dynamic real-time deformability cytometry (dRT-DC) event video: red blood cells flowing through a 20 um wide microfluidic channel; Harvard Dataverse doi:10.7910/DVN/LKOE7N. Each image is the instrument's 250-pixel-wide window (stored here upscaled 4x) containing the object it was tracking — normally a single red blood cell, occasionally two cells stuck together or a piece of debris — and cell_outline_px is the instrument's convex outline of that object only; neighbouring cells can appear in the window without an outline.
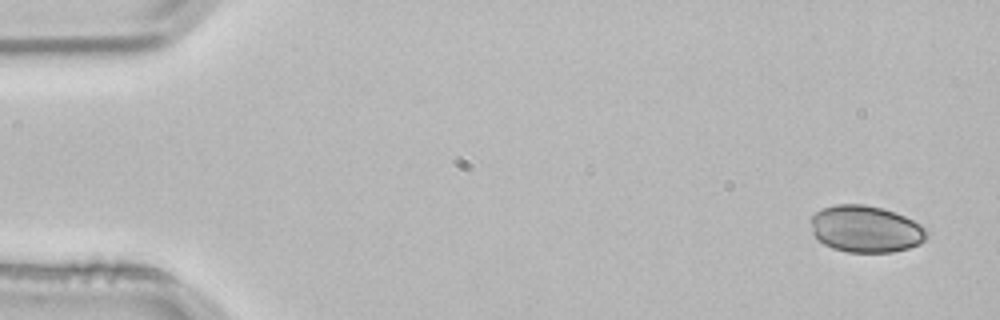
{"species": "common noctule bat (a hibernating species)", "species_latin": "Nyctalus noctula", "temperature_condition": "room temperature", "stored_images_in_passage": 4, "camera_frame_rate_fps": 3000, "um_per_image_px": 0.085, "animal": {"sex": "male", "body_mass_g": 21.5, "forearm_length_mm": 52.0}, "frame": {"image": 1, "passage_image": 1, "time_ms": 0.0, "image_size_px": [1000, 320], "cell_outline_px": [[928, 236], [920, 244], [908, 248], [892, 252], [848, 252], [832, 248], [824, 244], [812, 232], [812, 216], [816, 212], [824, 208], [836, 204], [864, 204], [880, 208], [904, 216], [928, 228]], "centroid_in_image_um": [73.62, 19.47], "position_along_channel_um": 11.4, "area_um2": 31.44}}